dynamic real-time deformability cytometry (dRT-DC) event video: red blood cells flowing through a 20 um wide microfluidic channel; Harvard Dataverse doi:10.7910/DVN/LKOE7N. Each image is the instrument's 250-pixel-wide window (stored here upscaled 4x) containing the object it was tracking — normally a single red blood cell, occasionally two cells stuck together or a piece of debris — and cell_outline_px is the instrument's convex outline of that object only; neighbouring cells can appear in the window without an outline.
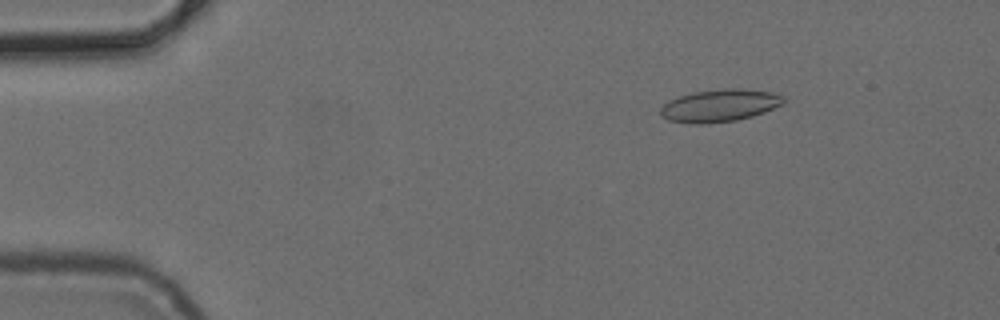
{"species": "common noctule bat (a hibernating species)", "species_latin": "Nyctalus noctula", "temperature_condition": "cold", "stored_images_in_passage": 5, "camera_frame_rate_fps": 3000, "um_per_image_px": 0.085, "animal": {"sex": "female", "body_mass_g": 24.6, "forearm_length_mm": 56.2}, "frame": {"image": 1, "passage_image": 2, "time_ms": 1.667, "image_size_px": [1000, 320], "cell_outline_px": [[784, 104], [764, 112], [752, 116], [736, 120], [708, 124], [692, 124], [668, 120], [660, 112], [660, 108], [668, 100], [692, 92], [724, 88], [744, 88], [772, 92], [784, 96]], "centroid_in_image_um": [61.19, 8.96], "position_along_channel_um": 23.8, "area_um2": 23.47}}
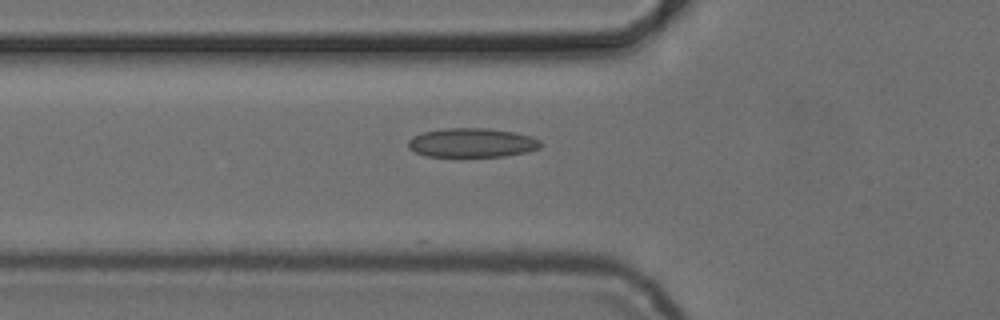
{"frame": {"image": 2, "passage_image": 5, "time_ms": 5.333, "image_size_px": [1000, 320], "cell_outline_px": [[544, 144], [540, 148], [524, 152], [504, 156], [424, 156], [408, 148], [408, 140], [412, 136], [424, 132], [444, 128], [488, 128], [516, 132], [532, 136], [540, 140]], "centroid_in_image_um": [40.13, 12.12], "position_along_channel_um": 85.7, "area_um2": 22.6}}